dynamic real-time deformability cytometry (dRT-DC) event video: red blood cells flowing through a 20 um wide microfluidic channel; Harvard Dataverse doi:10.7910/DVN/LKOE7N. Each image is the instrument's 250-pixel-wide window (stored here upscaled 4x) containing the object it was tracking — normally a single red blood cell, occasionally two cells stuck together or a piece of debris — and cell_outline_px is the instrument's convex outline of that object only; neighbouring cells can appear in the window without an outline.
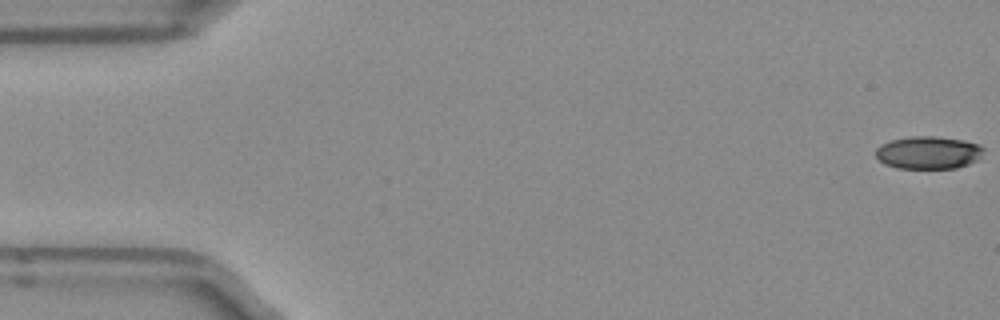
{"species": "Egyptian fruit bat (a non-hibernating species)", "species_latin": "Rousettus aegyptiacus", "temperature_condition": "room temperature", "stored_images_in_passage": 18, "camera_frame_rate_fps": 3000, "um_per_image_px": 0.085, "frame": {"image": 1, "passage_image": 1, "time_ms": 0.0, "image_size_px": [1000, 320], "cell_outline_px": [[984, 148], [976, 160], [968, 164], [956, 168], [896, 168], [884, 164], [876, 156], [876, 148], [880, 144], [892, 140], [912, 136], [936, 136], [964, 140], [976, 144]], "centroid_in_image_um": [78.87, 12.97], "position_along_channel_um": 6.1, "area_um2": 20.4}}
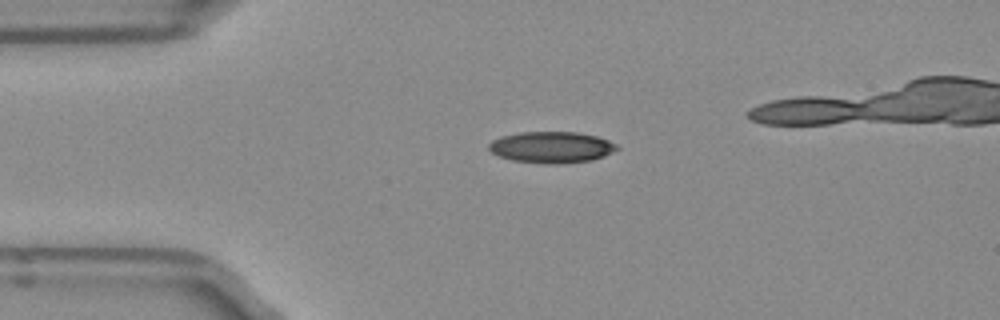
{"frame": {"image": 2, "passage_image": 12, "time_ms": 3.667, "image_size_px": [1000, 320], "cell_outline_px": [[620, 148], [604, 156], [592, 160], [560, 164], [544, 164], [512, 160], [500, 156], [492, 152], [488, 148], [488, 144], [492, 140], [500, 136], [520, 132], [580, 132], [596, 136], [608, 140], [616, 144]], "centroid_in_image_um": [46.88, 12.51], "position_along_channel_um": 38.1, "area_um2": 23.52}}
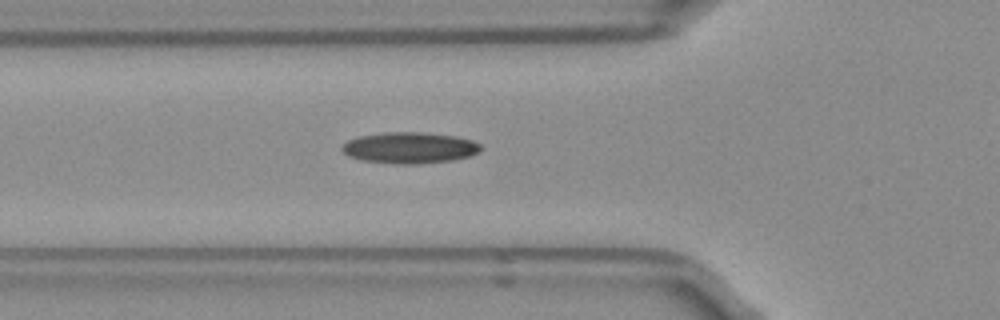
{"frame": {"image": 3, "passage_image": 18, "time_ms": 5.667, "image_size_px": [1000, 320], "cell_outline_px": [[484, 148], [480, 152], [468, 156], [452, 160], [420, 164], [396, 164], [364, 160], [348, 156], [340, 148], [348, 140], [360, 136], [384, 132], [424, 132], [456, 136], [472, 140], [480, 144]], "centroid_in_image_um": [34.85, 12.56], "position_along_channel_um": 90.9, "area_um2": 25.32}}